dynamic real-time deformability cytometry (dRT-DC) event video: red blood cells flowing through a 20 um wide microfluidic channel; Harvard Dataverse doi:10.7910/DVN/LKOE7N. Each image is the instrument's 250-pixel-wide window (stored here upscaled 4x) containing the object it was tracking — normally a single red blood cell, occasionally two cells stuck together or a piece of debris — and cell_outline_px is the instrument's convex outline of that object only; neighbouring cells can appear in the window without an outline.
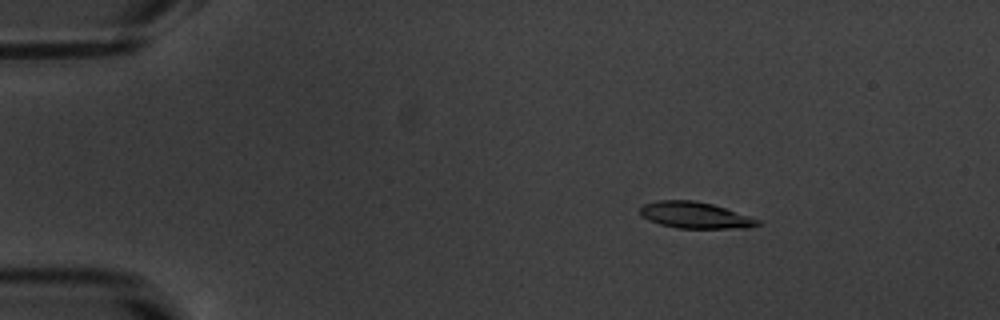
{"species": "common noctule bat (a hibernating species)", "species_latin": "Nyctalus noctula", "temperature_condition": "warm", "stored_images_in_passage": 54, "camera_frame_rate_fps": 3000, "um_per_image_px": 0.085, "animal": {"sex": "male", "body_mass_g": 20.1, "forearm_length_mm": 53.5}, "frame": {"image": 1, "passage_image": 9, "time_ms": 2.667, "image_size_px": [1000, 320], "cell_outline_px": [[760, 224], [748, 228], [676, 228], [660, 224], [648, 220], [640, 216], [640, 208], [644, 204], [660, 200], [692, 200], [712, 204], [760, 220]], "centroid_in_image_um": [59.04, 18.29], "position_along_channel_um": 26.0, "area_um2": 17.92}}
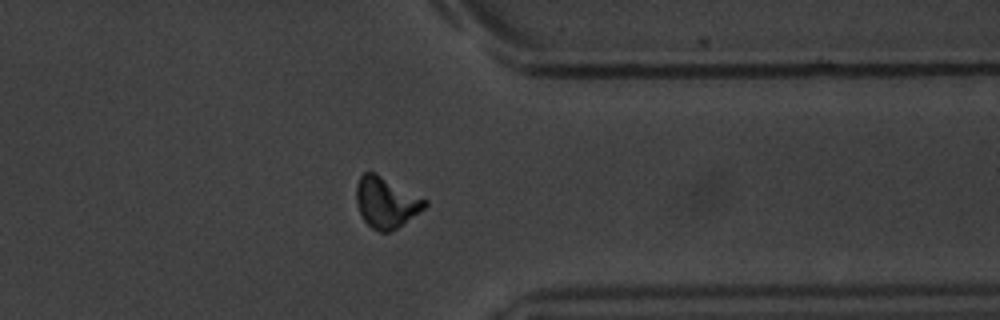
{"frame": {"image": 2, "passage_image": 43, "time_ms": 14.0, "image_size_px": [1000, 320], "cell_outline_px": [[428, 204], [424, 208], [392, 232], [380, 232], [372, 228], [364, 220], [356, 204], [356, 184], [360, 176], [364, 172], [376, 172], [428, 200]], "centroid_in_image_um": [32.81, 17.19], "position_along_channel_um": 378.6, "area_um2": 20.4}}
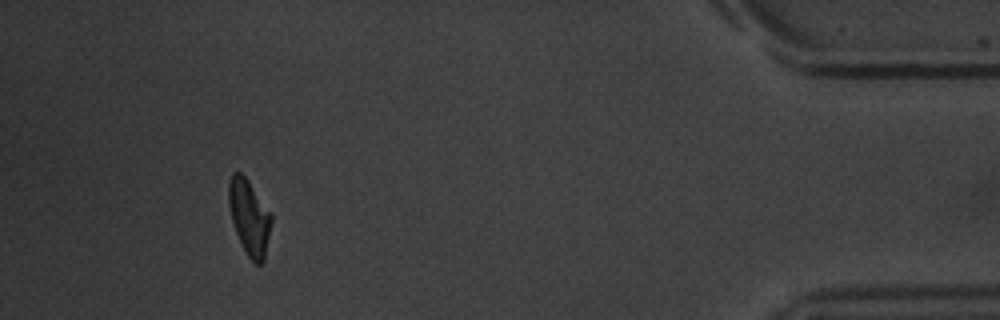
{"frame": {"image": 3, "passage_image": 50, "time_ms": 16.333, "image_size_px": [1000, 320], "cell_outline_px": [[272, 220], [264, 260], [260, 264], [256, 264], [248, 256], [236, 232], [232, 220], [228, 204], [228, 180], [232, 172], [240, 172], [248, 180], [272, 216]], "centroid_in_image_um": [21.17, 18.43], "position_along_channel_um": 414.0, "area_um2": 18.38}, "authors_computed_cell_mechanics": {"area_um2": 18.9006, "velocity_mm_per_s": 3.8188, "shape_relaxation_time_tau1_ms": 2.275, "shape_relaxation_time_tau2_ms": 6.2989, "deformation_change_tau1": 0.1694, "deformation_change_tau2": 0.1064}}